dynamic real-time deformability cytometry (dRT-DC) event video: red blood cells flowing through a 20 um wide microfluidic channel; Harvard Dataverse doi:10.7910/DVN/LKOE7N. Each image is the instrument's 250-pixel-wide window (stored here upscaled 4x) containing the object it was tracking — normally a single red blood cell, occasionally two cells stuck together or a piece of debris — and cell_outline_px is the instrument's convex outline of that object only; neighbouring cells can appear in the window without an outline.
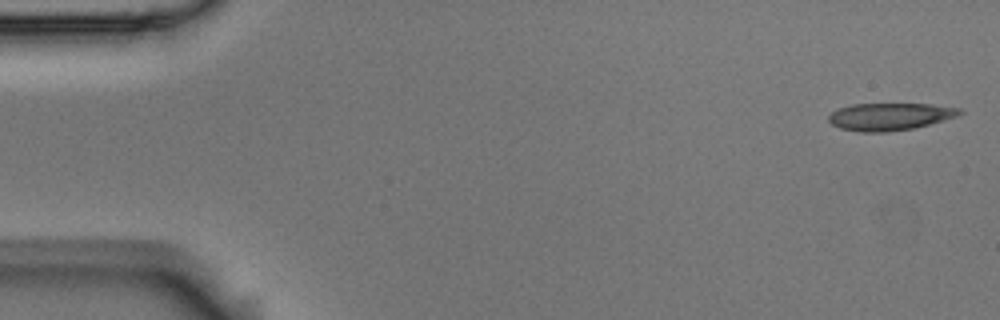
{"species": "Egyptian fruit bat (a non-hibernating species)", "species_latin": "Rousettus aegyptiacus", "temperature_condition": "room temperature", "stored_images_in_passage": 53, "camera_frame_rate_fps": 3000, "um_per_image_px": 0.085, "animal": {"sex": "male"}, "frame": {"image": 1, "passage_image": 1, "time_ms": 0.0, "image_size_px": [1000, 320], "cell_outline_px": [[964, 112], [956, 116], [928, 124], [912, 128], [888, 132], [860, 132], [840, 128], [832, 124], [828, 120], [828, 116], [832, 112], [840, 108], [852, 104], [928, 104], [960, 108]], "centroid_in_image_um": [75.6, 9.91], "position_along_channel_um": 9.4, "area_um2": 20.63}}
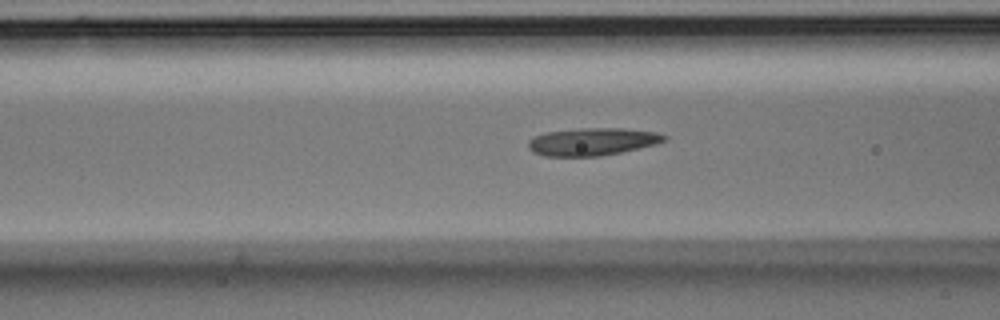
{"frame": {"image": 2, "passage_image": 20, "time_ms": 6.333, "image_size_px": [1000, 320], "cell_outline_px": [[668, 140], [656, 144], [620, 152], [600, 156], [544, 156], [532, 152], [528, 148], [528, 140], [544, 132], [580, 128], [620, 128], [656, 132], [668, 136]], "centroid_in_image_um": [50.34, 12.04], "position_along_channel_um": 116.3, "area_um2": 21.91}}
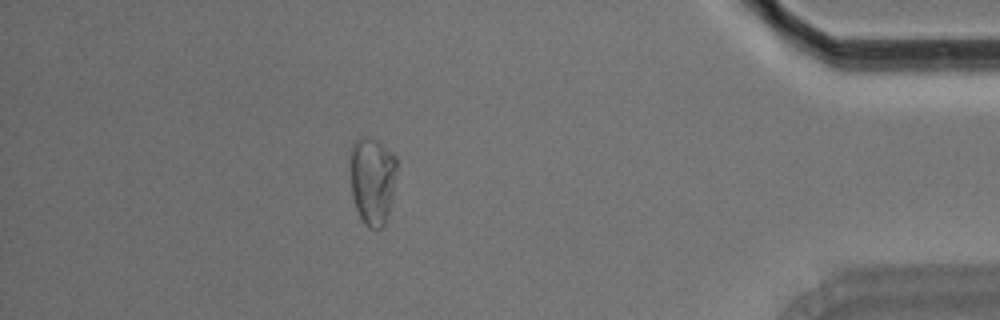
{"frame": {"image": 3, "passage_image": 47, "time_ms": 15.333, "image_size_px": [1000, 320], "cell_outline_px": [[396, 168], [392, 192], [388, 212], [384, 224], [380, 228], [368, 228], [364, 224], [356, 208], [352, 196], [348, 164], [348, 152], [352, 144], [360, 136], [372, 136], [380, 140], [396, 156]], "centroid_in_image_um": [31.59, 15.23], "position_along_channel_um": 403.6, "area_um2": 24.45}, "authors_computed_cell_mechanics": {"area_um2": 21.5594, "velocity_mm_per_s": 3.6838, "shape_relaxation_time_tau1_ms": null, "shape_relaxation_time_tau2_ms": 2.2925, "deformation_change_tau1": null, "deformation_change_tau2": 0.0997}}